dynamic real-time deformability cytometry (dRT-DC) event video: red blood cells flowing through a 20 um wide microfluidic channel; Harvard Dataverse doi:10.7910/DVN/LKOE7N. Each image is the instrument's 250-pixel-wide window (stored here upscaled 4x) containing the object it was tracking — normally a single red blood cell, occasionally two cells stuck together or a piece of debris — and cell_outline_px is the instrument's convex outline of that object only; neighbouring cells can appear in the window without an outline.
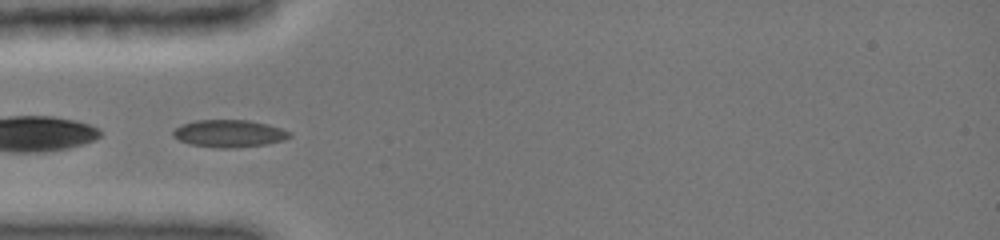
{"species": "common noctule bat (a hibernating species)", "species_latin": "Nyctalus noctula", "temperature_condition": "cold", "stored_images_in_passage": 31, "camera_frame_rate_fps": 3000, "um_per_image_px": 0.085, "animal": {"sex": "female", "body_mass_g": 19.0, "forearm_length_mm": 51.5}, "frame": {"image": 1, "passage_image": 1, "time_ms": 0.0, "image_size_px": [1000, 240], "cell_outline_px": [[292, 136], [284, 140], [264, 144], [236, 148], [216, 148], [192, 144], [180, 140], [172, 136], [172, 132], [180, 124], [196, 120], [248, 120], [268, 124], [292, 132]], "centroid_in_image_um": [19.48, 11.34], "position_along_channel_um": 65.5, "area_um2": 18.61}}
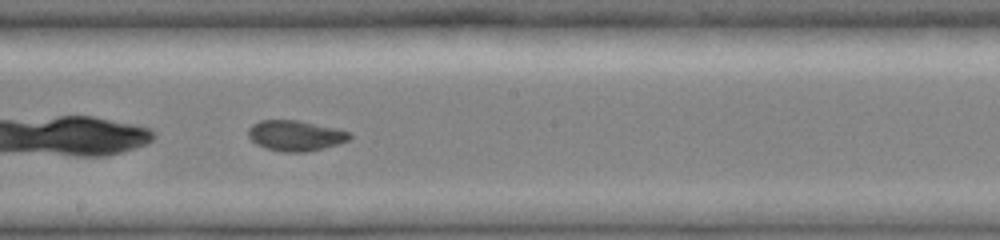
{"frame": {"image": 2, "passage_image": 13, "time_ms": 4.0, "image_size_px": [1000, 240], "cell_outline_px": [[352, 136], [348, 140], [324, 148], [308, 152], [284, 152], [264, 148], [256, 144], [248, 136], [248, 128], [252, 124], [260, 120], [300, 120], [348, 132]], "centroid_in_image_um": [25.05, 11.53], "position_along_channel_um": 223.1, "area_um2": 17.92}}
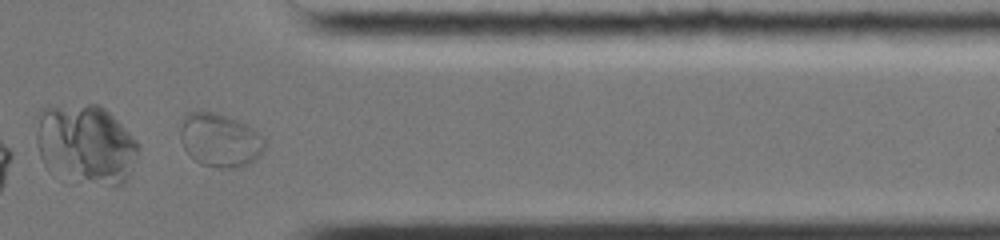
{"frame": {"image": 3, "passage_image": 26, "time_ms": 8.333, "image_size_px": [1000, 240], "cell_outline_px": [[264, 148], [260, 156], [256, 160], [248, 164], [236, 168], [216, 168], [200, 164], [192, 160], [184, 148], [180, 140], [180, 128], [184, 116], [188, 112], [212, 112], [236, 120], [252, 128], [264, 136]], "centroid_in_image_um": [18.68, 11.95], "position_along_channel_um": 392.7, "area_um2": 26.47}}